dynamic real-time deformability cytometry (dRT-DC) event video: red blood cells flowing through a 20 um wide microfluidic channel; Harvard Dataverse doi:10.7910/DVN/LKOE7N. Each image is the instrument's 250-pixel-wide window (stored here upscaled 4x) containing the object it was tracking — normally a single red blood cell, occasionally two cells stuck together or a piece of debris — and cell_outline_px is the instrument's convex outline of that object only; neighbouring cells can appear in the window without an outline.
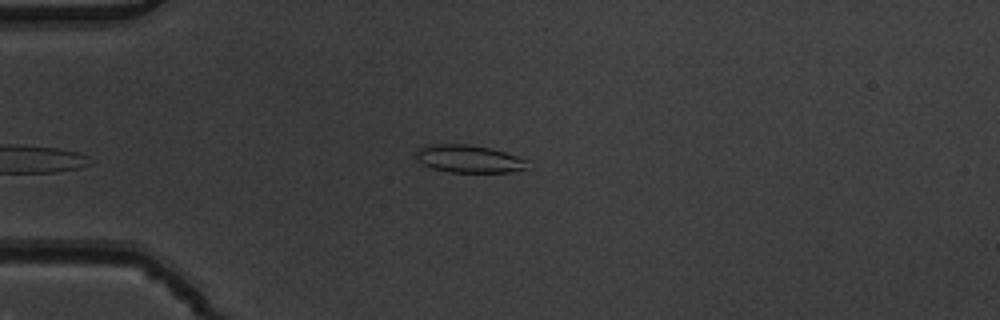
{"species": "common noctule bat (a hibernating species)", "species_latin": "Nyctalus noctula", "temperature_condition": "warm", "stored_images_in_passage": 36, "camera_frame_rate_fps": 3000, "um_per_image_px": 0.085, "animal": {"sex": "male", "body_mass_g": 19.5, "forearm_length_mm": 54.6}, "frame": {"image": 1, "passage_image": 1, "time_ms": 0.0, "image_size_px": [1000, 320], "cell_outline_px": [[528, 160], [524, 168], [508, 172], [448, 172], [432, 168], [416, 160], [416, 152], [420, 148], [436, 144], [468, 144], [492, 148]], "centroid_in_image_um": [39.82, 13.5], "position_along_channel_um": 45.2, "area_um2": 17.69}}
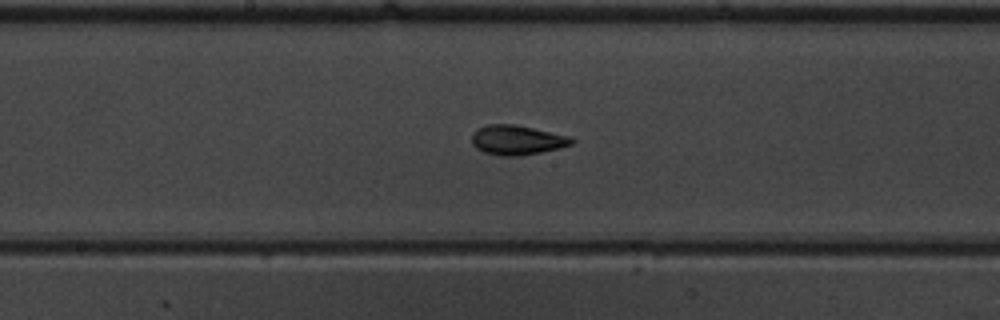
{"frame": {"image": 2, "passage_image": 15, "time_ms": 4.667, "image_size_px": [1000, 320], "cell_outline_px": [[576, 140], [572, 144], [560, 148], [520, 156], [500, 156], [484, 152], [476, 148], [472, 144], [472, 136], [476, 128], [488, 124], [516, 124], [572, 136]], "centroid_in_image_um": [43.97, 11.89], "position_along_channel_um": 204.2, "area_um2": 17.51}}
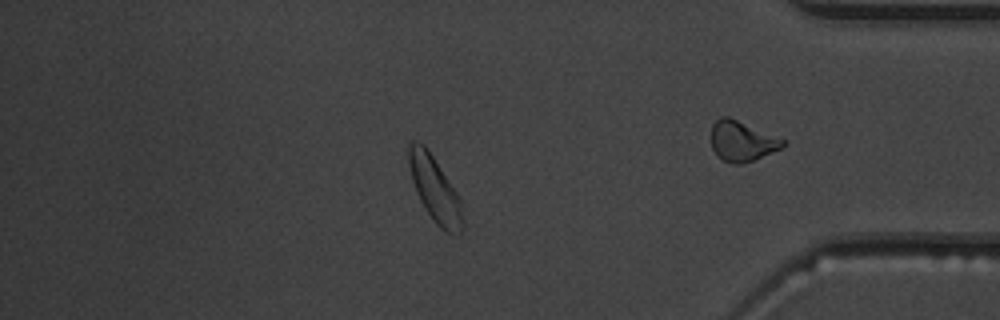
{"frame": {"image": 3, "passage_image": 28, "time_ms": 9.0, "image_size_px": [1000, 320], "cell_outline_px": [[464, 224], [460, 236], [452, 236], [444, 232], [436, 224], [424, 208], [416, 192], [412, 180], [408, 164], [408, 144], [412, 140], [416, 140], [424, 144], [464, 204]], "centroid_in_image_um": [37.0, 16.17], "position_along_channel_um": 398.2, "area_um2": 20.98}, "authors_computed_cell_mechanics": {"area_um2": 17.2822, "velocity_mm_per_s": 3.8999, "shape_relaxation_time_tau1_ms": 7.4556, "shape_relaxation_time_tau2_ms": 1.8581, "deformation_change_tau1": 0.1698, "deformation_change_tau2": 0.0843}}